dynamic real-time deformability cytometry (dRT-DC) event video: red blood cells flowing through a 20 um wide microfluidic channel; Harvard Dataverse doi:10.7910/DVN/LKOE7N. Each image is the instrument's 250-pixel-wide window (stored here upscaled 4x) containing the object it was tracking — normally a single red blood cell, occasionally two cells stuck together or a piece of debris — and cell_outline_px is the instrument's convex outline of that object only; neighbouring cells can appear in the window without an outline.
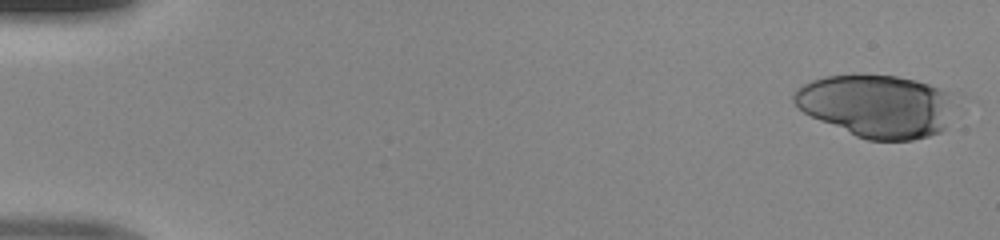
{"species": "human", "species_latin": "Homo sapiens", "temperature_condition": "room temperature", "stored_images_in_passage": 29, "camera_frame_rate_fps": 3000, "um_per_image_px": 0.085, "donor": {"sex": "male"}, "frame": {"image": 1, "passage_image": 1, "time_ms": 0.0, "image_size_px": [1000, 240], "cell_outline_px": [[968, 96], [944, 128], [940, 132], [928, 136], [912, 140], [868, 140], [856, 136], [820, 120], [804, 112], [792, 100], [792, 96], [796, 88], [812, 80], [824, 76], [852, 72], [856, 72], [896, 76], [916, 80], [964, 92]], "centroid_in_image_um": [74.75, 8.94], "position_along_channel_um": 10.3, "area_um2": 61.73}}
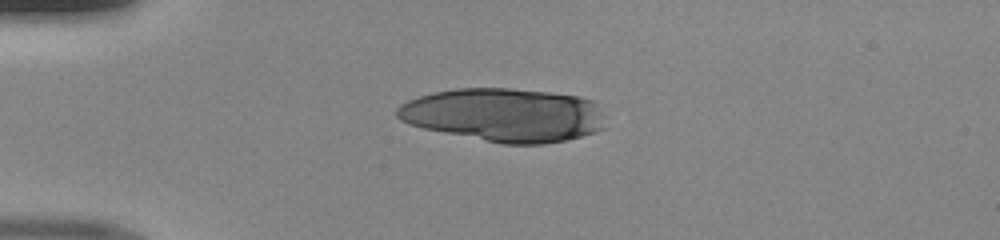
{"frame": {"image": 2, "passage_image": 12, "time_ms": 3.667, "image_size_px": [1000, 240], "cell_outline_px": [[604, 128], [596, 132], [564, 140], [544, 144], [504, 144], [424, 128], [400, 120], [396, 116], [396, 108], [400, 104], [408, 100], [432, 92], [456, 88], [512, 88], [548, 92], [580, 96], [592, 100], [596, 104], [600, 112]], "centroid_in_image_um": [42.83, 9.76], "position_along_channel_um": 42.2, "area_um2": 64.62}}